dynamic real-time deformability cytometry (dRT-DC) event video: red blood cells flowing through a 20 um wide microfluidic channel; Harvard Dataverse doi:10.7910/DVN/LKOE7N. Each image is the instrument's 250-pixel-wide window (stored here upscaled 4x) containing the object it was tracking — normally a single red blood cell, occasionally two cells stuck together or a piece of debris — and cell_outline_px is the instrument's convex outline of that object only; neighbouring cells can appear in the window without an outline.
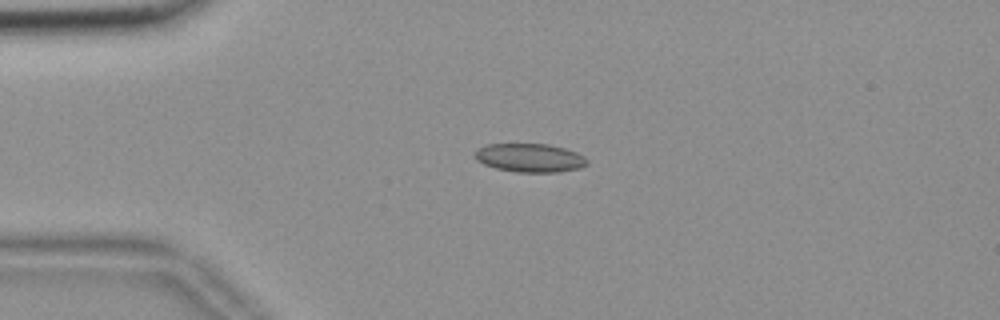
{"species": "common noctule bat (a hibernating species)", "species_latin": "Nyctalus noctula", "temperature_condition": "room temperature", "stored_images_in_passage": 43, "camera_frame_rate_fps": 3000, "um_per_image_px": 0.085, "animal": {"sex": "female", "body_mass_g": 18.4}, "frame": {"image": 1, "passage_image": 1, "time_ms": 0.0, "image_size_px": [1000, 320], "cell_outline_px": [[588, 164], [580, 168], [560, 172], [516, 172], [496, 168], [484, 164], [476, 160], [472, 156], [476, 148], [488, 144], [548, 144], [564, 148], [576, 152], [584, 156], [588, 160]], "centroid_in_image_um": [45.01, 13.41], "position_along_channel_um": 40.0, "area_um2": 18.9}}
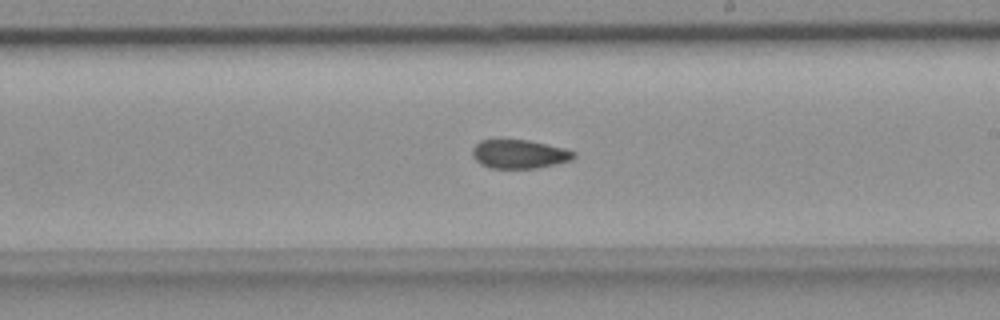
{"frame": {"image": 2, "passage_image": 20, "time_ms": 6.333, "image_size_px": [1000, 320], "cell_outline_px": [[576, 156], [572, 160], [536, 168], [492, 168], [480, 164], [472, 156], [472, 148], [480, 140], [528, 140], [564, 148], [576, 152]], "centroid_in_image_um": [44.14, 13.1], "position_along_channel_um": 244.9, "area_um2": 16.94}}
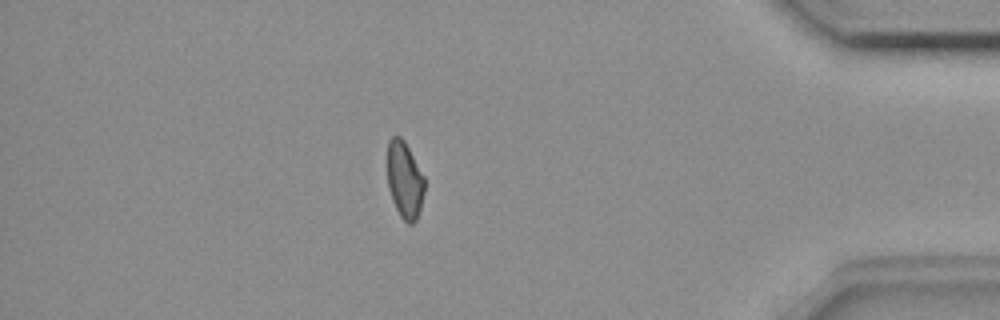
{"frame": {"image": 3, "passage_image": 36, "time_ms": 11.667, "image_size_px": [1000, 320], "cell_outline_px": [[424, 192], [420, 208], [416, 220], [412, 224], [408, 224], [400, 216], [392, 200], [388, 188], [388, 140], [392, 136], [400, 136], [404, 140], [424, 176]], "centroid_in_image_um": [34.39, 15.3], "position_along_channel_um": 400.8, "area_um2": 16.53}, "authors_computed_cell_mechanics": {"area_um2": 17.4556, "velocity_mm_per_s": 3.6691, "shape_relaxation_time_tau1_ms": null, "shape_relaxation_time_tau2_ms": 2.9961, "deformation_change_tau1": null, "deformation_change_tau2": 0.0851}}